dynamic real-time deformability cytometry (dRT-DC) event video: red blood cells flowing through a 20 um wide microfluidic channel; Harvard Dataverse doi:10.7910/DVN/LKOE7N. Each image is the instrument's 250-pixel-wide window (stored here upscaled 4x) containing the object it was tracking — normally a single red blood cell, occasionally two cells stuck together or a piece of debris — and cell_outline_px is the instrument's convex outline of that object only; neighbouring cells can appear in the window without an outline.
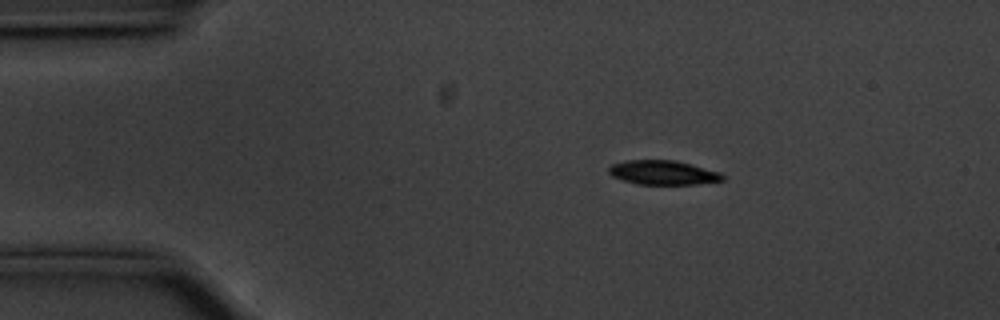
{"species": "common noctule bat (a hibernating species)", "species_latin": "Nyctalus noctula", "temperature_condition": "cold", "stored_images_in_passage": 47, "camera_frame_rate_fps": 3000, "um_per_image_px": 0.085, "animal": {"sex": "male", "body_mass_g": 20.1, "forearm_length_mm": 53.5}, "frame": {"image": 1, "passage_image": 1, "time_ms": 0.0, "image_size_px": [1000, 320], "cell_outline_px": [[724, 180], [696, 184], [636, 184], [612, 176], [608, 172], [608, 168], [612, 164], [628, 160], [676, 160], [692, 164], [720, 172], [724, 176]], "centroid_in_image_um": [56.36, 14.66], "position_along_channel_um": 28.6, "area_um2": 16.07}}
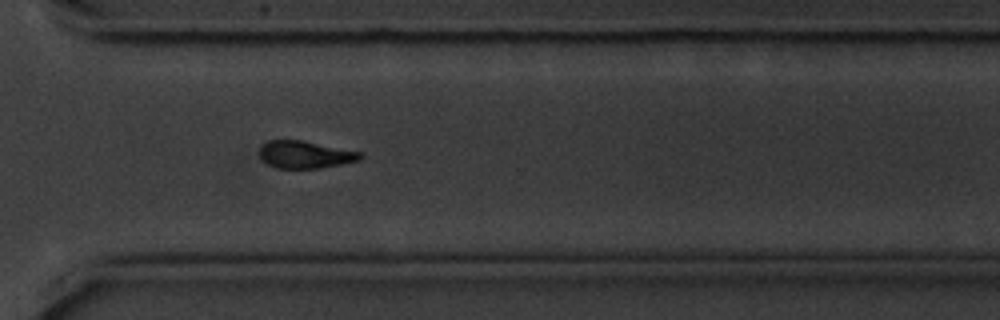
{"frame": {"image": 2, "passage_image": 32, "time_ms": 10.333, "image_size_px": [1000, 320], "cell_outline_px": [[364, 156], [360, 160], [320, 168], [276, 168], [268, 164], [260, 156], [260, 148], [268, 140], [300, 140], [364, 152]], "centroid_in_image_um": [25.98, 13.14], "position_along_channel_um": 344.6, "area_um2": 16.01}}
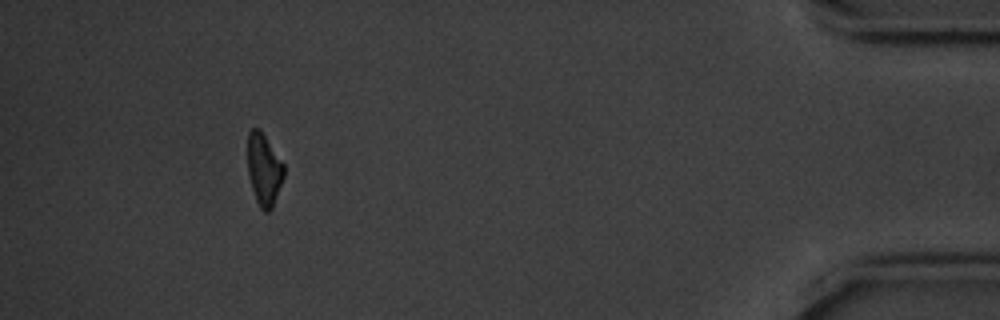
{"frame": {"image": 3, "passage_image": 43, "time_ms": 14.0, "image_size_px": [1000, 320], "cell_outline_px": [[284, 176], [272, 208], [268, 212], [264, 212], [260, 208], [256, 200], [248, 176], [248, 132], [252, 128], [260, 128], [284, 164]], "centroid_in_image_um": [22.43, 14.4], "position_along_channel_um": 412.8, "area_um2": 15.2}, "authors_computed_cell_mechanics": {"area_um2": 16.5886, "velocity_mm_per_s": 3.5556, "shape_relaxation_time_tau1_ms": 4.4876, "shape_relaxation_time_tau2_ms": null, "deformation_change_tau1": 0.2455, "deformation_change_tau2": null}}